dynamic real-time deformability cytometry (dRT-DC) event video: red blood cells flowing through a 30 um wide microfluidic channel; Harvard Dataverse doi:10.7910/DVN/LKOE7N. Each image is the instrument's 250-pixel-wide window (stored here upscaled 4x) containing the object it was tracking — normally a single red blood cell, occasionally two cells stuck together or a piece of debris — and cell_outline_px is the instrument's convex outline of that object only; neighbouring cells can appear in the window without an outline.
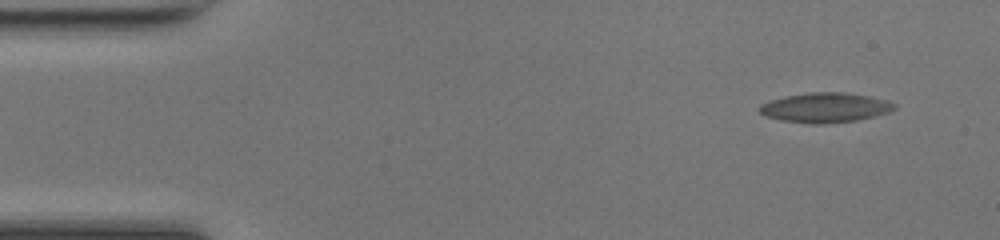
{"species": "common noctule bat (a hibernating species)", "species_latin": "Nyctalus noctula", "temperature_condition": "room temperature", "stored_images_in_passage": 37, "camera_frame_rate_fps": 3000, "um_per_image_px": 0.085, "animal": {"sex": "female", "body_mass_g": 17.0, "forearm_length_mm": 48.0}, "frame": {"image": 1, "passage_image": 1, "time_ms": 0.0, "image_size_px": [1000, 240], "cell_outline_px": [[896, 108], [888, 112], [856, 120], [824, 124], [812, 124], [780, 120], [764, 116], [760, 112], [760, 104], [768, 100], [784, 96], [808, 92], [844, 92], [868, 96], [888, 100], [896, 104]], "centroid_in_image_um": [70.1, 9.14], "position_along_channel_um": 14.9, "area_um2": 23.47}}
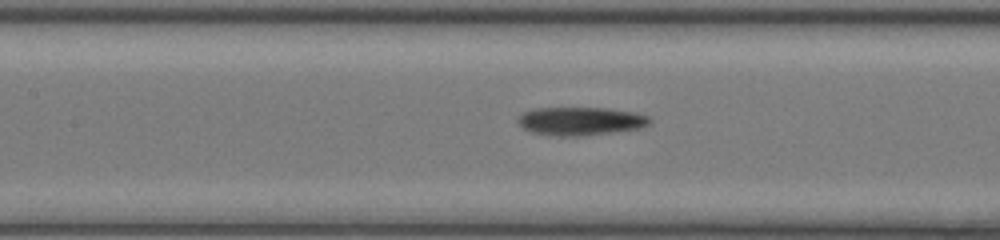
{"frame": {"image": 2, "passage_image": 19, "time_ms": 6.0, "image_size_px": [1000, 240], "cell_outline_px": [[652, 120], [648, 124], [640, 128], [576, 136], [556, 136], [532, 132], [524, 128], [516, 120], [524, 112], [532, 108], [608, 108], [636, 112], [648, 116]], "centroid_in_image_um": [49.34, 10.28], "position_along_channel_um": 158.1, "area_um2": 21.5}}
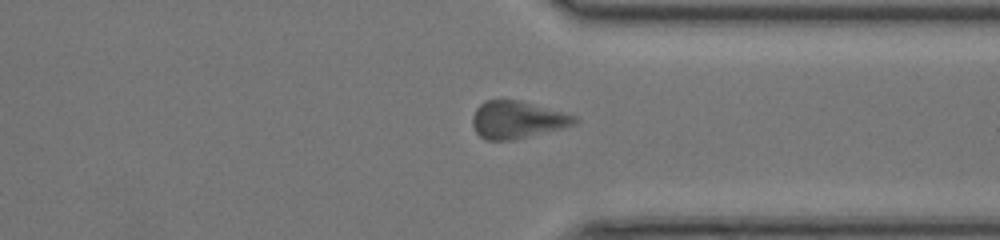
{"frame": {"image": 3, "passage_image": 34, "time_ms": 11.0, "image_size_px": [1000, 240], "cell_outline_px": [[580, 120], [572, 124], [560, 128], [512, 140], [484, 140], [476, 132], [472, 124], [472, 116], [476, 108], [484, 100], [520, 100], [576, 116]], "centroid_in_image_um": [43.9, 10.17], "position_along_channel_um": 367.5, "area_um2": 21.96}}